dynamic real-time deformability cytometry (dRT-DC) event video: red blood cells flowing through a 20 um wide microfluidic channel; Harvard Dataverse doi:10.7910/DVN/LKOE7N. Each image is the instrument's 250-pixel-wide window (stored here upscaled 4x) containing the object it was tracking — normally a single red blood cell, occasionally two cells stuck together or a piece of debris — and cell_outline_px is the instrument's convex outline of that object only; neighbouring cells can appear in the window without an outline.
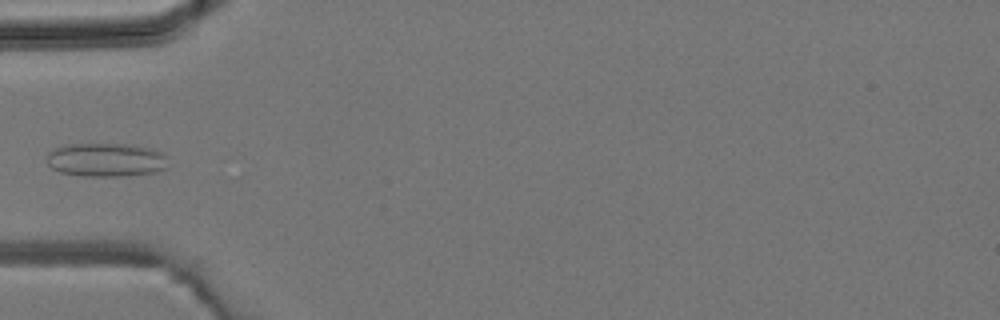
{"species": "common noctule bat (a hibernating species)", "species_latin": "Nyctalus noctula", "temperature_condition": "room temperature", "stored_images_in_passage": 4, "camera_frame_rate_fps": 3000, "um_per_image_px": 0.085, "animal": {"sex": "male", "body_mass_g": 19.2, "forearm_length_mm": 51.8}, "frame": {"image": 1, "passage_image": 4, "time_ms": 4.667, "image_size_px": [1000, 320], "cell_outline_px": [[168, 168], [156, 172], [120, 176], [84, 176], [60, 172], [52, 168], [48, 164], [48, 152], [64, 144], [124, 144], [148, 148], [164, 152]], "centroid_in_image_um": [9.02, 13.59], "position_along_channel_um": 76.0, "area_um2": 23.76}}